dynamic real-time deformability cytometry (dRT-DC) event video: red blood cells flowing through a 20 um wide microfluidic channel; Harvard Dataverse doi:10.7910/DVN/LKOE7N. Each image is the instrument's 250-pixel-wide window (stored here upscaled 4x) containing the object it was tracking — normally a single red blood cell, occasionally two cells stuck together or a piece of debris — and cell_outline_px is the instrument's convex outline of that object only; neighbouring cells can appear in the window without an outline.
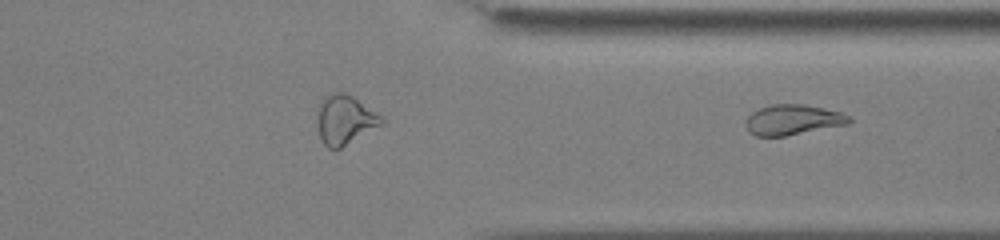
{"species": "common noctule bat (a hibernating species)", "species_latin": "Nyctalus noctula", "temperature_condition": "cold", "stored_images_in_passage": 41, "segment_of_instrument_passage": [2, 2], "camera_frame_rate_fps": 3000, "um_per_image_px": 0.085, "animal": {"sex": "male", "body_mass_g": 13.0, "forearm_length_mm": 53.1}, "frame": {"image": 1, "passage_image": 41, "time_ms": 13.333, "image_size_px": [1000, 240], "cell_outline_px": [[852, 120], [848, 124], [784, 136], [756, 136], [748, 132], [744, 120], [752, 112], [760, 108], [772, 104], [804, 104], [840, 112], [848, 116]], "centroid_in_image_um": [67.35, 10.18], "position_along_channel_um": 344.1, "area_um2": 18.15}}